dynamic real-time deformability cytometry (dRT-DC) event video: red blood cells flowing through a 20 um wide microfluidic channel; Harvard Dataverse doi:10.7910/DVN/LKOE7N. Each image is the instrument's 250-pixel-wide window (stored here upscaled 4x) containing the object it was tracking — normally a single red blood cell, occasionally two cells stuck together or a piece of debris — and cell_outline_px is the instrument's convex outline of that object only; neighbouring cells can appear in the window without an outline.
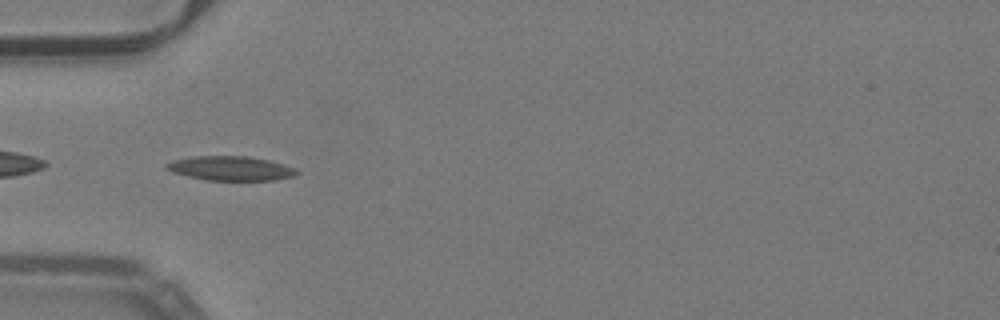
{"species": "common noctule bat (a hibernating species)", "species_latin": "Nyctalus noctula", "temperature_condition": "warm", "stored_images_in_passage": 21, "camera_frame_rate_fps": 3000, "um_per_image_px": 0.085, "animal": {"sex": "male", "body_mass_g": 19.2, "forearm_length_mm": 51.8}, "frame": {"image": 1, "passage_image": 4, "time_ms": 1.0, "image_size_px": [1000, 320], "cell_outline_px": [[300, 172], [292, 176], [276, 180], [208, 180], [188, 176], [172, 172], [164, 168], [164, 164], [172, 160], [192, 156], [248, 156], [268, 160], [284, 164], [296, 168]], "centroid_in_image_um": [19.58, 14.3], "position_along_channel_um": 65.4, "area_um2": 18.55}}